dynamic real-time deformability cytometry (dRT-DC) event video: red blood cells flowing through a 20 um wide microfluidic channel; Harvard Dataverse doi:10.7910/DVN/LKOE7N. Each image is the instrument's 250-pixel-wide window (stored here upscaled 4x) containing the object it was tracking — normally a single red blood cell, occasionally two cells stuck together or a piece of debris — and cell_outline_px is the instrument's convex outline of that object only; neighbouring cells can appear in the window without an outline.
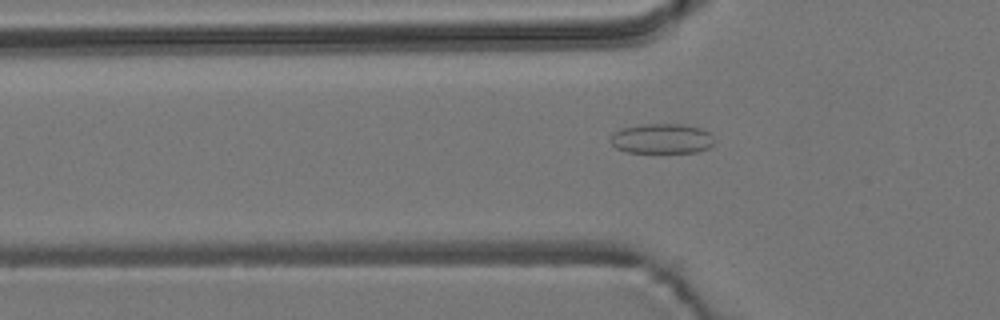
{"species": "common noctule bat (a hibernating species)", "species_latin": "Nyctalus noctula", "temperature_condition": "room temperature", "stored_images_in_passage": 55, "camera_frame_rate_fps": 3000, "um_per_image_px": 0.085, "animal": {"sex": "male", "body_mass_g": 19.2, "forearm_length_mm": 51.8}, "frame": {"image": 1, "passage_image": 18, "time_ms": 5.667, "image_size_px": [1000, 320], "cell_outline_px": [[712, 144], [708, 148], [696, 152], [628, 152], [616, 148], [608, 140], [612, 132], [620, 128], [644, 124], [684, 124], [700, 128], [708, 132], [712, 136]], "centroid_in_image_um": [56.19, 11.77], "position_along_channel_um": 69.6, "area_um2": 18.15}}
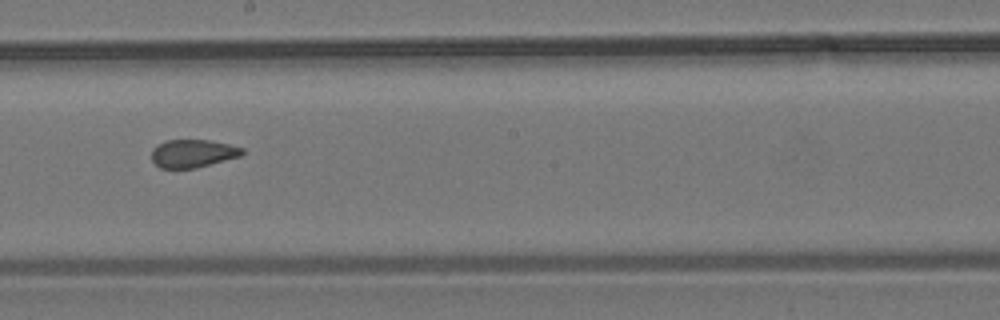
{"frame": {"image": 2, "passage_image": 31, "time_ms": 10.0, "image_size_px": [1000, 320], "cell_outline_px": [[244, 152], [240, 156], [196, 168], [160, 168], [152, 160], [152, 148], [156, 144], [168, 140], [208, 140], [228, 144], [244, 148]], "centroid_in_image_um": [16.37, 13.04], "position_along_channel_um": 231.8, "area_um2": 14.74}}
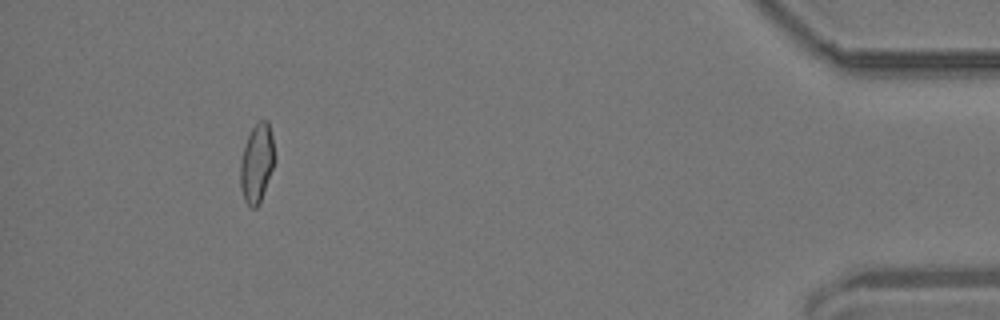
{"frame": {"image": 3, "passage_image": 51, "time_ms": 16.667, "image_size_px": [1000, 320], "cell_outline_px": [[276, 160], [260, 204], [256, 208], [252, 208], [244, 200], [240, 188], [240, 160], [244, 144], [252, 128], [260, 120], [268, 120], [272, 136], [276, 156]], "centroid_in_image_um": [21.84, 13.88], "position_along_channel_um": 413.4, "area_um2": 16.13}, "authors_computed_cell_mechanics": {"area_um2": 16.1262, "velocity_mm_per_s": 3.7269, "shape_relaxation_time_tau1_ms": null, "shape_relaxation_time_tau2_ms": 1.9704, "deformation_change_tau1": null, "deformation_change_tau2": 0.0673}}